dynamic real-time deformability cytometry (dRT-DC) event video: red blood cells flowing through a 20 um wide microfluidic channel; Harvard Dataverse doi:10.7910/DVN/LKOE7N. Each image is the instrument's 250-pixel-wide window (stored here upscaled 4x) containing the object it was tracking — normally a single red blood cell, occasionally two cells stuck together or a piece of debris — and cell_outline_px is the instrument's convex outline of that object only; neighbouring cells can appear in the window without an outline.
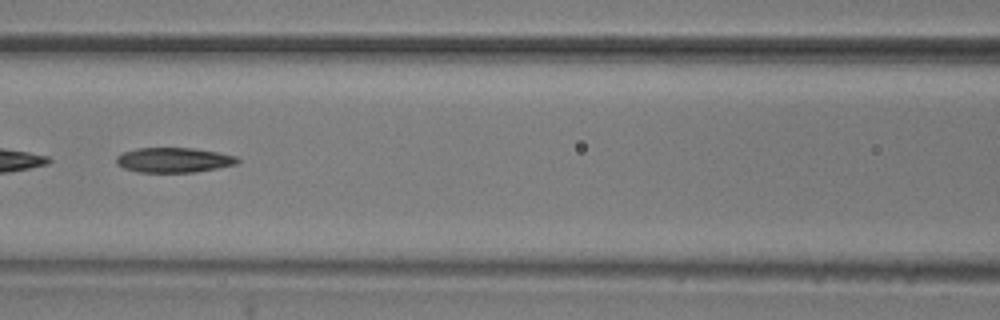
{"species": "common noctule bat (a hibernating species)", "species_latin": "Nyctalus noctula", "temperature_condition": "room temperature", "stored_images_in_passage": 44, "segment_of_instrument_passage": [2, 2], "camera_frame_rate_fps": 3000, "um_per_image_px": 0.085, "animal": {"sex": "male", "body_mass_g": 20.5, "forearm_length_mm": 52.5}, "frame": {"image": 1, "passage_image": 23, "time_ms": 7.333, "image_size_px": [1000, 320], "cell_outline_px": [[240, 160], [236, 164], [196, 172], [140, 172], [124, 168], [116, 164], [116, 156], [124, 152], [136, 148], [192, 148], [216, 152], [236, 156]], "centroid_in_image_um": [14.75, 13.6], "position_along_channel_um": 151.9, "area_um2": 17.46}}
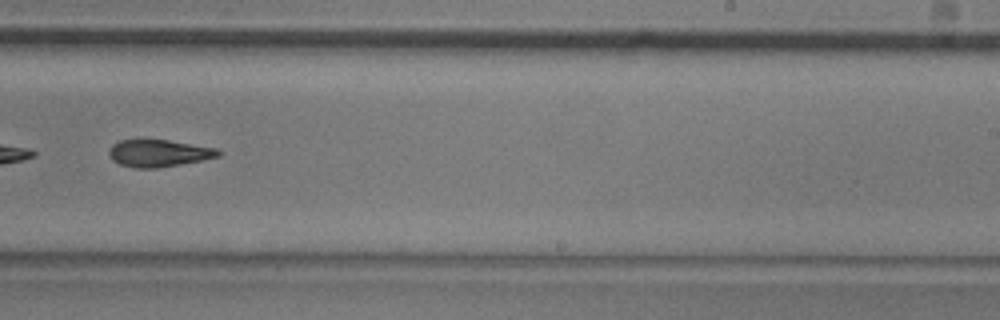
{"frame": {"image": 2, "passage_image": 33, "time_ms": 10.667, "image_size_px": [1000, 320], "cell_outline_px": [[220, 156], [180, 164], [156, 168], [132, 168], [120, 164], [112, 160], [108, 152], [112, 144], [120, 140], [168, 140], [216, 148], [220, 152]], "centroid_in_image_um": [13.45, 13.02], "position_along_channel_um": 275.5, "area_um2": 17.11}}
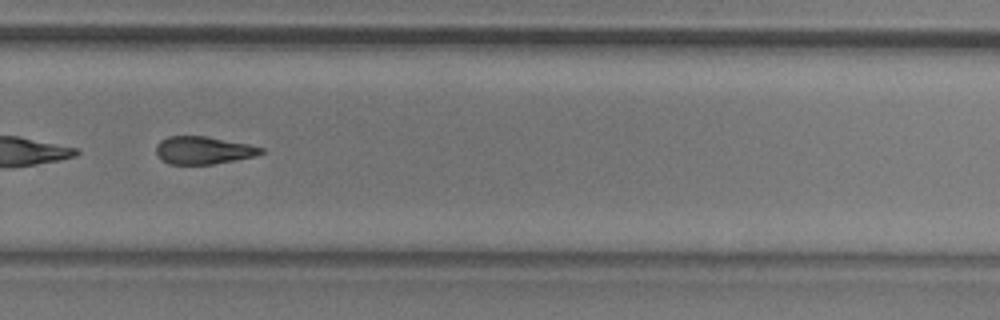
{"frame": {"image": 3, "passage_image": 36, "time_ms": 11.667, "image_size_px": [1000, 320], "cell_outline_px": [[264, 152], [256, 156], [212, 164], [168, 164], [160, 160], [156, 156], [156, 144], [160, 140], [168, 136], [208, 136], [248, 144], [264, 148]], "centroid_in_image_um": [17.24, 12.77], "position_along_channel_um": 312.6, "area_um2": 17.11}}